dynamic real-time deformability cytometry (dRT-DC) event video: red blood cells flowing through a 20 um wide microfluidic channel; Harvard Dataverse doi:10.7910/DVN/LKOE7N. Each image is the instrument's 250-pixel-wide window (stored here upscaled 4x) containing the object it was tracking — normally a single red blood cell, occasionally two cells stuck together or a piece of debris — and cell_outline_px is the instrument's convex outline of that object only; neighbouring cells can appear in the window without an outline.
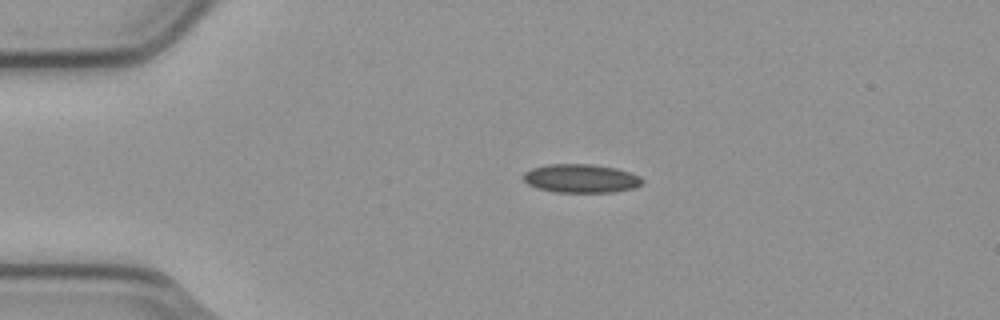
{"species": "common noctule bat (a hibernating species)", "species_latin": "Nyctalus noctula", "temperature_condition": "cold", "stored_images_in_passage": 1, "camera_frame_rate_fps": 3000, "um_per_image_px": 0.085, "animal": {"sex": "male", "body_mass_g": 23.1, "forearm_length_mm": 52.7}, "frame": {"image": 1, "passage_image": 1, "time_ms": 0.0, "image_size_px": [1000, 320], "cell_outline_px": [[644, 184], [632, 188], [612, 192], [552, 192], [536, 188], [528, 184], [524, 180], [524, 172], [532, 168], [548, 164], [592, 164], [616, 168], [640, 176], [644, 180]], "centroid_in_image_um": [49.38, 15.17], "position_along_channel_um": 35.6, "area_um2": 19.88}}